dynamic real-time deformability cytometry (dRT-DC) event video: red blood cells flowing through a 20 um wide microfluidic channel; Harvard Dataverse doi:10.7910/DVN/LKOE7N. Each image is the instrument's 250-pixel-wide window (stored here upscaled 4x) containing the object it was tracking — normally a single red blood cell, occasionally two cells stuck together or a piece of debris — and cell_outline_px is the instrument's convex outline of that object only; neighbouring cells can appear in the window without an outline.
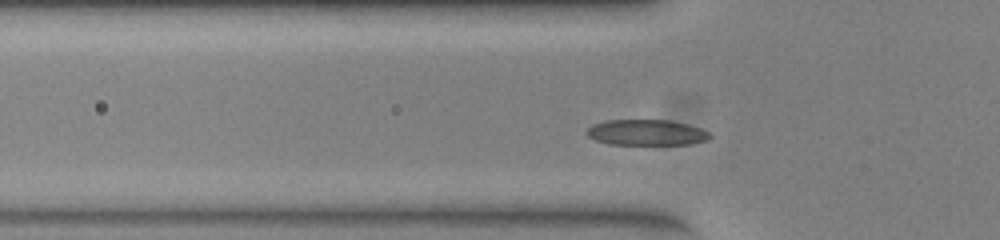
{"species": "common noctule bat (a hibernating species)", "species_latin": "Nyctalus noctula", "temperature_condition": "warm", "stored_images_in_passage": 47, "camera_frame_rate_fps": 3000, "um_per_image_px": 0.085, "animal": {"sex": "female", "body_mass_g": 23.0, "forearm_length_mm": 53.4}, "frame": {"image": 1, "passage_image": 10, "time_ms": 3.0, "image_size_px": [1000, 240], "cell_outline_px": [[712, 136], [708, 140], [688, 144], [608, 144], [596, 140], [588, 136], [584, 132], [592, 124], [604, 120], [668, 120], [688, 124], [700, 128], [708, 132]], "centroid_in_image_um": [54.92, 11.25], "position_along_channel_um": 70.9, "area_um2": 18.5}}
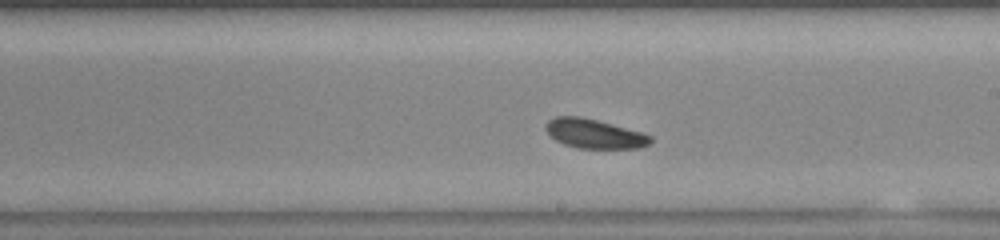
{"frame": {"image": 2, "passage_image": 23, "time_ms": 7.333, "image_size_px": [1000, 240], "cell_outline_px": [[652, 140], [648, 144], [640, 148], [576, 148], [564, 144], [556, 140], [544, 128], [544, 124], [548, 120], [556, 116], [580, 116], [612, 124], [640, 132], [652, 136]], "centroid_in_image_um": [50.48, 11.36], "position_along_channel_um": 238.5, "area_um2": 17.74}}
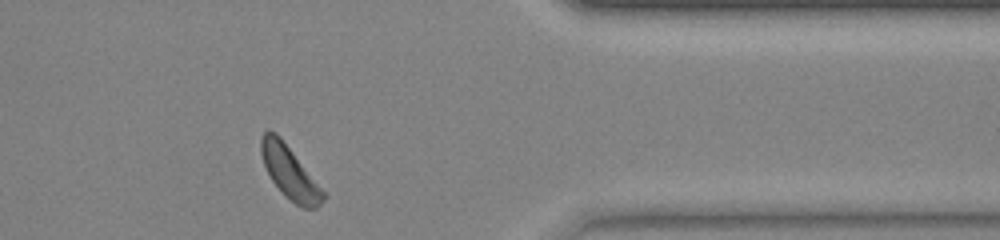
{"frame": {"image": 3, "passage_image": 36, "time_ms": 11.667, "image_size_px": [1000, 240], "cell_outline_px": [[324, 200], [316, 208], [304, 208], [296, 204], [284, 196], [272, 180], [264, 164], [260, 152], [260, 140], [264, 132], [268, 128], [276, 132], [280, 136], [324, 192]], "centroid_in_image_um": [24.58, 14.63], "position_along_channel_um": 386.8, "area_um2": 18.67}, "authors_computed_cell_mechanics": {"area_um2": 18.4382, "velocity_mm_per_s": 3.8666, "shape_relaxation_time_tau1_ms": 1.1831, "shape_relaxation_time_tau2_ms": 8.7791, "deformation_change_tau1": 0.0741, "deformation_change_tau2": 0.1493}}